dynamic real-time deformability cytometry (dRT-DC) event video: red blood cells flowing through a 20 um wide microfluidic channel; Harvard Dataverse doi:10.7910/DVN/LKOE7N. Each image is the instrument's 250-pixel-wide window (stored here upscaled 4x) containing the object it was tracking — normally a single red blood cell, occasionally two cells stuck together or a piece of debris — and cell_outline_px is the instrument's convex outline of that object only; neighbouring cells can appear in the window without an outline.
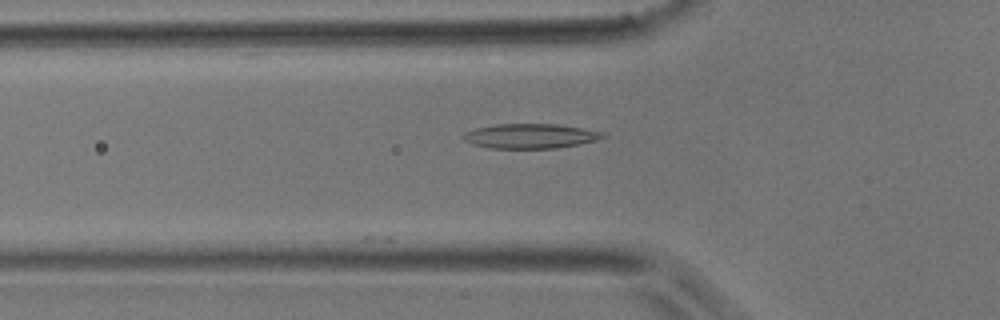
{"species": "common noctule bat (a hibernating species)", "species_latin": "Nyctalus noctula", "temperature_condition": "room temperature", "stored_images_in_passage": 7, "camera_frame_rate_fps": 3000, "um_per_image_px": 0.085, "animal": {"sex": "male", "body_mass_g": 17.9}, "frame": {"image": 1, "passage_image": 2, "time_ms": 0.333, "image_size_px": [1000, 320], "cell_outline_px": [[608, 136], [600, 140], [580, 144], [556, 148], [488, 148], [464, 140], [460, 136], [464, 132], [476, 128], [496, 124], [556, 124], [604, 132]], "centroid_in_image_um": [45.11, 11.56], "position_along_channel_um": 80.7, "area_um2": 20.11}}
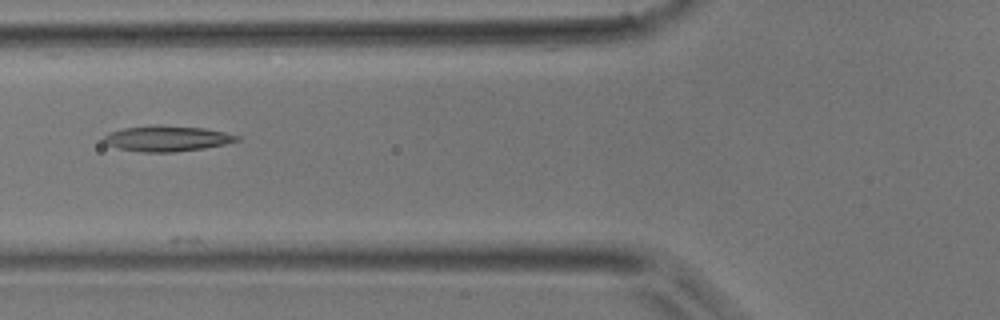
{"frame": {"image": 2, "passage_image": 4, "time_ms": 1.0, "image_size_px": [1000, 320], "cell_outline_px": [[240, 140], [224, 144], [200, 148], [172, 152], [144, 152], [120, 148], [108, 144], [104, 140], [104, 136], [112, 132], [124, 128], [204, 128], [224, 132], [240, 136]], "centroid_in_image_um": [14.25, 11.82], "position_along_channel_um": 111.5, "area_um2": 18.32}}